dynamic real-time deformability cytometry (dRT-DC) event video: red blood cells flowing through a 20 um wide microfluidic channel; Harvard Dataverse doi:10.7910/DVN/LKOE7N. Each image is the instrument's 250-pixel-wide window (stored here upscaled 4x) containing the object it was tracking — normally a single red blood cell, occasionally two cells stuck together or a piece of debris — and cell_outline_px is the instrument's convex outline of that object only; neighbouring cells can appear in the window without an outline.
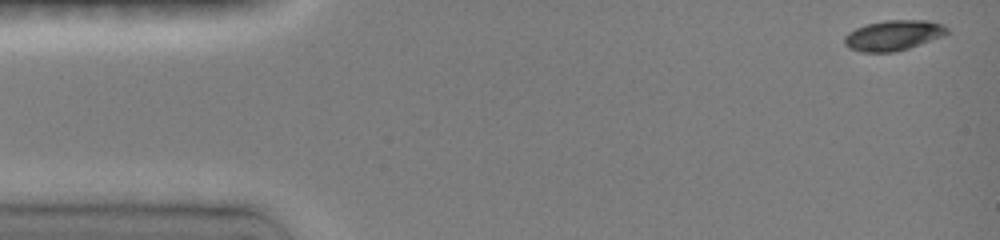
{"species": "common noctule bat (a hibernating species)", "species_latin": "Nyctalus noctula", "temperature_condition": "room temperature", "stored_images_in_passage": 30, "camera_frame_rate_fps": 3000, "um_per_image_px": 0.085, "animal": {"sex": "female", "body_mass_g": 19.0, "forearm_length_mm": 51.5}, "frame": {"image": 1, "passage_image": 1, "time_ms": 0.0, "image_size_px": [1000, 240], "cell_outline_px": [[948, 32], [944, 36], [908, 48], [892, 52], [860, 52], [848, 48], [844, 44], [844, 36], [848, 32], [856, 28], [868, 24], [888, 20], [924, 20], [944, 24], [948, 28]], "centroid_in_image_um": [75.93, 3.01], "position_along_channel_um": 9.1, "area_um2": 18.09}}
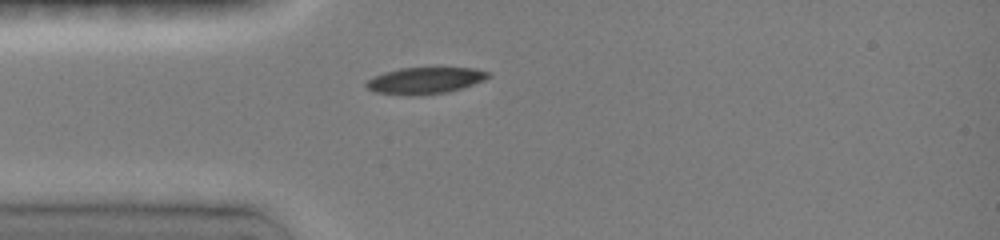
{"frame": {"image": 2, "passage_image": 21, "time_ms": 3.667, "image_size_px": [1000, 240], "cell_outline_px": [[488, 76], [484, 80], [448, 92], [408, 96], [376, 92], [368, 88], [364, 84], [368, 80], [384, 72], [400, 68], [472, 68], [488, 72]], "centroid_in_image_um": [36.08, 6.85], "position_along_channel_um": 48.9, "area_um2": 18.5}}